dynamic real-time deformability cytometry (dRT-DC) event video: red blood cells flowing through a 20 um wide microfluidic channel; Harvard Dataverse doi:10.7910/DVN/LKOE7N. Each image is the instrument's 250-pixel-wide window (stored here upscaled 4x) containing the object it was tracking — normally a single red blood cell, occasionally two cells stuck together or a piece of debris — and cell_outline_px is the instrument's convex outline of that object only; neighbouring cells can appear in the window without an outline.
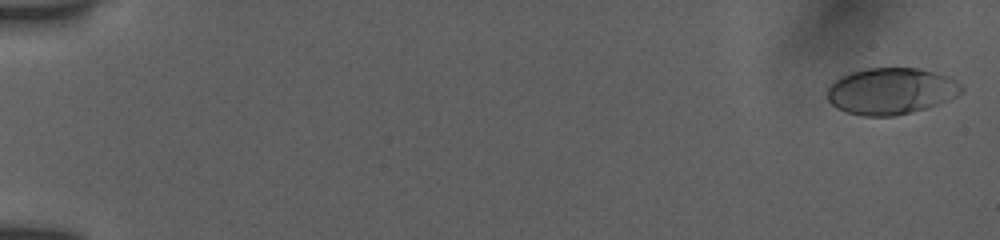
{"species": "human", "species_latin": "Homo sapiens", "temperature_condition": "room temperature", "stored_images_in_passage": 14, "camera_frame_rate_fps": 3000, "um_per_image_px": 0.085, "donor": {"sex": "female"}, "frame": {"image": 1, "passage_image": 1, "time_ms": 0.0, "image_size_px": [1000, 240], "cell_outline_px": [[964, 92], [948, 100], [928, 108], [896, 116], [864, 116], [848, 112], [836, 108], [828, 100], [828, 88], [840, 76], [852, 72], [868, 68], [920, 68], [936, 72], [948, 76], [956, 80], [964, 88]], "centroid_in_image_um": [75.78, 7.74], "position_along_channel_um": 9.2, "area_um2": 36.53}}
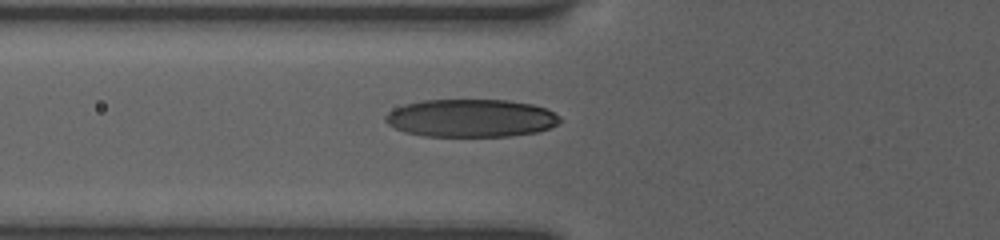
{"frame": {"image": 2, "passage_image": 12, "time_ms": 6.667, "image_size_px": [1000, 240], "cell_outline_px": [[560, 120], [556, 124], [548, 128], [536, 132], [512, 136], [424, 136], [404, 132], [388, 124], [384, 120], [384, 116], [388, 112], [404, 104], [424, 100], [508, 100], [532, 104], [548, 108], [560, 116]], "centroid_in_image_um": [40.03, 10.04], "position_along_channel_um": 85.8, "area_um2": 38.61}}
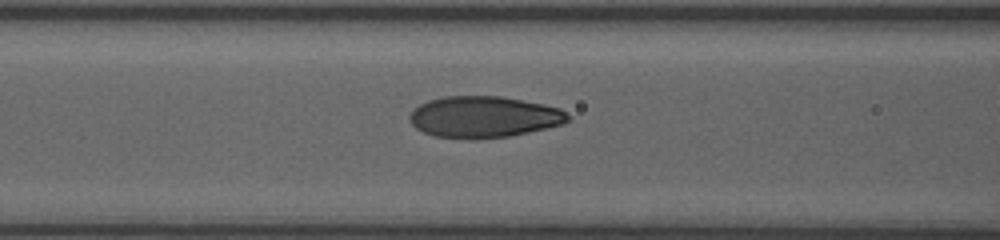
{"frame": {"image": 3, "passage_image": 14, "time_ms": 7.667, "image_size_px": [1000, 240], "cell_outline_px": [[568, 120], [564, 124], [548, 128], [508, 136], [472, 140], [436, 136], [424, 132], [416, 128], [408, 120], [408, 116], [420, 104], [428, 100], [444, 96], [500, 96], [544, 104], [560, 108], [568, 116]], "centroid_in_image_um": [41.11, 9.94], "position_along_channel_um": 125.5, "area_um2": 38.21}}